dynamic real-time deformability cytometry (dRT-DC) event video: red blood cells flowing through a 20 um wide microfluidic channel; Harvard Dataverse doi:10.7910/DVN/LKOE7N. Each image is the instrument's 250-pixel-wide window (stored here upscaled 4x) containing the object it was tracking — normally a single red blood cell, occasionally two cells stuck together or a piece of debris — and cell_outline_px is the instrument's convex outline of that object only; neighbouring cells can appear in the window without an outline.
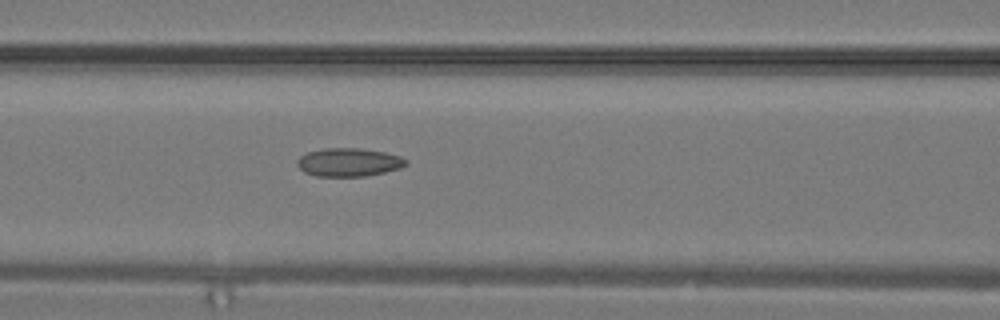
{"species": "common noctule bat (a hibernating species)", "species_latin": "Nyctalus noctula", "temperature_condition": "warm", "stored_images_in_passage": 16, "camera_frame_rate_fps": 3000, "um_per_image_px": 0.085, "animal": {"sex": "male", "body_mass_g": 19.2, "forearm_length_mm": 51.8}, "frame": {"image": 1, "passage_image": 14, "time_ms": 4.333, "image_size_px": [1000, 320], "cell_outline_px": [[408, 164], [400, 168], [384, 172], [364, 176], [316, 176], [304, 172], [296, 164], [296, 160], [300, 156], [308, 152], [328, 148], [360, 148], [384, 152], [400, 156], [408, 160]], "centroid_in_image_um": [29.65, 13.79], "position_along_channel_um": 137.0, "area_um2": 17.92}}
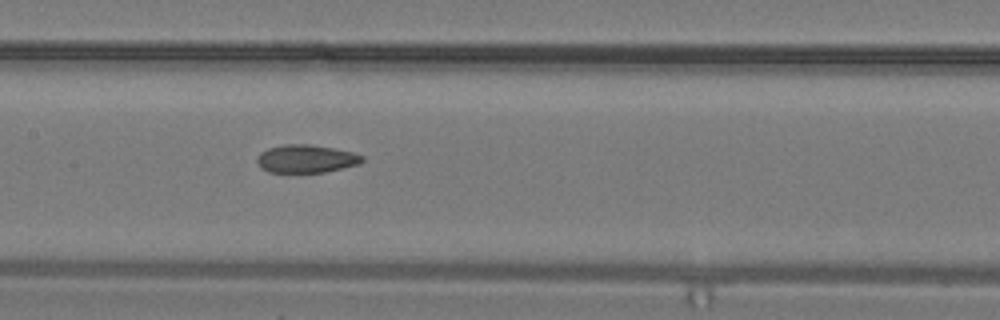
{"frame": {"image": 2, "passage_image": 16, "time_ms": 5.0, "image_size_px": [1000, 320], "cell_outline_px": [[364, 160], [360, 164], [324, 172], [268, 172], [256, 160], [260, 152], [268, 148], [288, 144], [308, 144], [332, 148], [352, 152], [364, 156]], "centroid_in_image_um": [26.05, 13.49], "position_along_channel_um": 181.3, "area_um2": 16.94}}